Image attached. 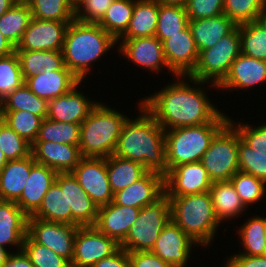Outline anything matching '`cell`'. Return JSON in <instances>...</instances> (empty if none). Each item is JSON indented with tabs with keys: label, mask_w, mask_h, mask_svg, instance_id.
Returning a JSON list of instances; mask_svg holds the SVG:
<instances>
[{
	"label": "cell",
	"mask_w": 266,
	"mask_h": 267,
	"mask_svg": "<svg viewBox=\"0 0 266 267\" xmlns=\"http://www.w3.org/2000/svg\"><path fill=\"white\" fill-rule=\"evenodd\" d=\"M188 79L186 83L183 79ZM188 77V78H187ZM175 83H168L160 91L143 98L142 106L154 117L164 130L197 126L211 121H229V116L220 112L209 101L206 91L199 85L204 81L189 76H175ZM205 91V92H204Z\"/></svg>",
	"instance_id": "1"
},
{
	"label": "cell",
	"mask_w": 266,
	"mask_h": 267,
	"mask_svg": "<svg viewBox=\"0 0 266 267\" xmlns=\"http://www.w3.org/2000/svg\"><path fill=\"white\" fill-rule=\"evenodd\" d=\"M140 115L128 118L119 136L114 155L139 162L147 172L166 177L169 167L165 149V130L139 103Z\"/></svg>",
	"instance_id": "2"
},
{
	"label": "cell",
	"mask_w": 266,
	"mask_h": 267,
	"mask_svg": "<svg viewBox=\"0 0 266 267\" xmlns=\"http://www.w3.org/2000/svg\"><path fill=\"white\" fill-rule=\"evenodd\" d=\"M116 44L117 41L100 25L74 19L65 32L62 49L64 65L82 82L93 62L96 63Z\"/></svg>",
	"instance_id": "3"
},
{
	"label": "cell",
	"mask_w": 266,
	"mask_h": 267,
	"mask_svg": "<svg viewBox=\"0 0 266 267\" xmlns=\"http://www.w3.org/2000/svg\"><path fill=\"white\" fill-rule=\"evenodd\" d=\"M128 117L98 103L81 123L79 149L82 157H109L114 154Z\"/></svg>",
	"instance_id": "4"
},
{
	"label": "cell",
	"mask_w": 266,
	"mask_h": 267,
	"mask_svg": "<svg viewBox=\"0 0 266 267\" xmlns=\"http://www.w3.org/2000/svg\"><path fill=\"white\" fill-rule=\"evenodd\" d=\"M171 220L200 246H209L219 228L209 191L169 197Z\"/></svg>",
	"instance_id": "5"
},
{
	"label": "cell",
	"mask_w": 266,
	"mask_h": 267,
	"mask_svg": "<svg viewBox=\"0 0 266 267\" xmlns=\"http://www.w3.org/2000/svg\"><path fill=\"white\" fill-rule=\"evenodd\" d=\"M228 121H211L197 126L165 130V149L169 171L179 165L199 162L216 133Z\"/></svg>",
	"instance_id": "6"
},
{
	"label": "cell",
	"mask_w": 266,
	"mask_h": 267,
	"mask_svg": "<svg viewBox=\"0 0 266 267\" xmlns=\"http://www.w3.org/2000/svg\"><path fill=\"white\" fill-rule=\"evenodd\" d=\"M171 220L169 197L164 193L140 209L126 237L119 243L128 252L151 251L163 228Z\"/></svg>",
	"instance_id": "7"
},
{
	"label": "cell",
	"mask_w": 266,
	"mask_h": 267,
	"mask_svg": "<svg viewBox=\"0 0 266 267\" xmlns=\"http://www.w3.org/2000/svg\"><path fill=\"white\" fill-rule=\"evenodd\" d=\"M241 54L240 33L237 26L224 36L212 48L199 52L197 64L189 77L209 82L214 88L228 75L232 63Z\"/></svg>",
	"instance_id": "8"
},
{
	"label": "cell",
	"mask_w": 266,
	"mask_h": 267,
	"mask_svg": "<svg viewBox=\"0 0 266 267\" xmlns=\"http://www.w3.org/2000/svg\"><path fill=\"white\" fill-rule=\"evenodd\" d=\"M239 132L228 121L213 137L201 164L212 182L230 180L238 171Z\"/></svg>",
	"instance_id": "9"
},
{
	"label": "cell",
	"mask_w": 266,
	"mask_h": 267,
	"mask_svg": "<svg viewBox=\"0 0 266 267\" xmlns=\"http://www.w3.org/2000/svg\"><path fill=\"white\" fill-rule=\"evenodd\" d=\"M78 227L77 225L28 217L27 234L36 243L46 246L71 263L74 254V239Z\"/></svg>",
	"instance_id": "10"
},
{
	"label": "cell",
	"mask_w": 266,
	"mask_h": 267,
	"mask_svg": "<svg viewBox=\"0 0 266 267\" xmlns=\"http://www.w3.org/2000/svg\"><path fill=\"white\" fill-rule=\"evenodd\" d=\"M71 173L97 207L113 201L114 193L109 183L106 158L82 157Z\"/></svg>",
	"instance_id": "11"
},
{
	"label": "cell",
	"mask_w": 266,
	"mask_h": 267,
	"mask_svg": "<svg viewBox=\"0 0 266 267\" xmlns=\"http://www.w3.org/2000/svg\"><path fill=\"white\" fill-rule=\"evenodd\" d=\"M120 244L101 233L95 226L78 227L74 239V254L71 265L92 267L103 258L111 256Z\"/></svg>",
	"instance_id": "12"
},
{
	"label": "cell",
	"mask_w": 266,
	"mask_h": 267,
	"mask_svg": "<svg viewBox=\"0 0 266 267\" xmlns=\"http://www.w3.org/2000/svg\"><path fill=\"white\" fill-rule=\"evenodd\" d=\"M70 22L72 21L41 20L32 17L15 50H62Z\"/></svg>",
	"instance_id": "13"
},
{
	"label": "cell",
	"mask_w": 266,
	"mask_h": 267,
	"mask_svg": "<svg viewBox=\"0 0 266 267\" xmlns=\"http://www.w3.org/2000/svg\"><path fill=\"white\" fill-rule=\"evenodd\" d=\"M212 180L201 162H191L172 168L165 177L168 197L199 194L210 190Z\"/></svg>",
	"instance_id": "14"
},
{
	"label": "cell",
	"mask_w": 266,
	"mask_h": 267,
	"mask_svg": "<svg viewBox=\"0 0 266 267\" xmlns=\"http://www.w3.org/2000/svg\"><path fill=\"white\" fill-rule=\"evenodd\" d=\"M162 47L169 70L174 76H188L194 70L199 51L188 25L163 40Z\"/></svg>",
	"instance_id": "15"
},
{
	"label": "cell",
	"mask_w": 266,
	"mask_h": 267,
	"mask_svg": "<svg viewBox=\"0 0 266 267\" xmlns=\"http://www.w3.org/2000/svg\"><path fill=\"white\" fill-rule=\"evenodd\" d=\"M117 45L122 56L144 69L158 73L163 67L171 71L165 59L162 42L156 36L119 38Z\"/></svg>",
	"instance_id": "16"
},
{
	"label": "cell",
	"mask_w": 266,
	"mask_h": 267,
	"mask_svg": "<svg viewBox=\"0 0 266 267\" xmlns=\"http://www.w3.org/2000/svg\"><path fill=\"white\" fill-rule=\"evenodd\" d=\"M197 243L170 220L158 236L151 252L173 267H185Z\"/></svg>",
	"instance_id": "17"
},
{
	"label": "cell",
	"mask_w": 266,
	"mask_h": 267,
	"mask_svg": "<svg viewBox=\"0 0 266 267\" xmlns=\"http://www.w3.org/2000/svg\"><path fill=\"white\" fill-rule=\"evenodd\" d=\"M55 182L60 187H66L67 211L72 212V225L94 226L99 207L82 189L72 173H58Z\"/></svg>",
	"instance_id": "18"
},
{
	"label": "cell",
	"mask_w": 266,
	"mask_h": 267,
	"mask_svg": "<svg viewBox=\"0 0 266 267\" xmlns=\"http://www.w3.org/2000/svg\"><path fill=\"white\" fill-rule=\"evenodd\" d=\"M165 193V178L147 172L141 179L114 193L113 202L121 206L143 208Z\"/></svg>",
	"instance_id": "19"
},
{
	"label": "cell",
	"mask_w": 266,
	"mask_h": 267,
	"mask_svg": "<svg viewBox=\"0 0 266 267\" xmlns=\"http://www.w3.org/2000/svg\"><path fill=\"white\" fill-rule=\"evenodd\" d=\"M79 84L81 81L63 96L49 100L48 119L81 124L87 118L98 102L85 97L77 89Z\"/></svg>",
	"instance_id": "20"
},
{
	"label": "cell",
	"mask_w": 266,
	"mask_h": 267,
	"mask_svg": "<svg viewBox=\"0 0 266 267\" xmlns=\"http://www.w3.org/2000/svg\"><path fill=\"white\" fill-rule=\"evenodd\" d=\"M31 154L36 163L50 167L58 173L71 172L82 158L79 146L54 142H34Z\"/></svg>",
	"instance_id": "21"
},
{
	"label": "cell",
	"mask_w": 266,
	"mask_h": 267,
	"mask_svg": "<svg viewBox=\"0 0 266 267\" xmlns=\"http://www.w3.org/2000/svg\"><path fill=\"white\" fill-rule=\"evenodd\" d=\"M58 172L45 165L35 163L20 198L15 202L29 217L41 206L43 197L55 183Z\"/></svg>",
	"instance_id": "22"
},
{
	"label": "cell",
	"mask_w": 266,
	"mask_h": 267,
	"mask_svg": "<svg viewBox=\"0 0 266 267\" xmlns=\"http://www.w3.org/2000/svg\"><path fill=\"white\" fill-rule=\"evenodd\" d=\"M266 83V61L242 53L232 63L225 79L218 85L222 89H246Z\"/></svg>",
	"instance_id": "23"
},
{
	"label": "cell",
	"mask_w": 266,
	"mask_h": 267,
	"mask_svg": "<svg viewBox=\"0 0 266 267\" xmlns=\"http://www.w3.org/2000/svg\"><path fill=\"white\" fill-rule=\"evenodd\" d=\"M139 213L140 208L121 206L112 201L98 208V218L94 226L101 233L120 243L126 237Z\"/></svg>",
	"instance_id": "24"
},
{
	"label": "cell",
	"mask_w": 266,
	"mask_h": 267,
	"mask_svg": "<svg viewBox=\"0 0 266 267\" xmlns=\"http://www.w3.org/2000/svg\"><path fill=\"white\" fill-rule=\"evenodd\" d=\"M28 216L14 201L0 203V245L22 250L27 236Z\"/></svg>",
	"instance_id": "25"
},
{
	"label": "cell",
	"mask_w": 266,
	"mask_h": 267,
	"mask_svg": "<svg viewBox=\"0 0 266 267\" xmlns=\"http://www.w3.org/2000/svg\"><path fill=\"white\" fill-rule=\"evenodd\" d=\"M80 80L70 70L43 71L25 81L40 98L55 99L69 92Z\"/></svg>",
	"instance_id": "26"
},
{
	"label": "cell",
	"mask_w": 266,
	"mask_h": 267,
	"mask_svg": "<svg viewBox=\"0 0 266 267\" xmlns=\"http://www.w3.org/2000/svg\"><path fill=\"white\" fill-rule=\"evenodd\" d=\"M33 155L7 161L0 170V195L3 201L16 202L26 186L31 167L35 164Z\"/></svg>",
	"instance_id": "27"
},
{
	"label": "cell",
	"mask_w": 266,
	"mask_h": 267,
	"mask_svg": "<svg viewBox=\"0 0 266 267\" xmlns=\"http://www.w3.org/2000/svg\"><path fill=\"white\" fill-rule=\"evenodd\" d=\"M188 26L199 52L212 48L237 27L225 14L217 17L189 20Z\"/></svg>",
	"instance_id": "28"
},
{
	"label": "cell",
	"mask_w": 266,
	"mask_h": 267,
	"mask_svg": "<svg viewBox=\"0 0 266 267\" xmlns=\"http://www.w3.org/2000/svg\"><path fill=\"white\" fill-rule=\"evenodd\" d=\"M24 82L43 71L69 70L64 65L62 50H15Z\"/></svg>",
	"instance_id": "29"
},
{
	"label": "cell",
	"mask_w": 266,
	"mask_h": 267,
	"mask_svg": "<svg viewBox=\"0 0 266 267\" xmlns=\"http://www.w3.org/2000/svg\"><path fill=\"white\" fill-rule=\"evenodd\" d=\"M209 193L215 216L220 223L240 216L246 209L230 180L213 182Z\"/></svg>",
	"instance_id": "30"
},
{
	"label": "cell",
	"mask_w": 266,
	"mask_h": 267,
	"mask_svg": "<svg viewBox=\"0 0 266 267\" xmlns=\"http://www.w3.org/2000/svg\"><path fill=\"white\" fill-rule=\"evenodd\" d=\"M159 4L155 0H136L126 32L120 38L155 36Z\"/></svg>",
	"instance_id": "31"
},
{
	"label": "cell",
	"mask_w": 266,
	"mask_h": 267,
	"mask_svg": "<svg viewBox=\"0 0 266 267\" xmlns=\"http://www.w3.org/2000/svg\"><path fill=\"white\" fill-rule=\"evenodd\" d=\"M106 164L113 193L125 189L147 173L143 164L120 158L114 154L106 157Z\"/></svg>",
	"instance_id": "32"
},
{
	"label": "cell",
	"mask_w": 266,
	"mask_h": 267,
	"mask_svg": "<svg viewBox=\"0 0 266 267\" xmlns=\"http://www.w3.org/2000/svg\"><path fill=\"white\" fill-rule=\"evenodd\" d=\"M29 217L49 222L72 224V212L67 211L66 187H60L55 182L44 195L39 209Z\"/></svg>",
	"instance_id": "33"
},
{
	"label": "cell",
	"mask_w": 266,
	"mask_h": 267,
	"mask_svg": "<svg viewBox=\"0 0 266 267\" xmlns=\"http://www.w3.org/2000/svg\"><path fill=\"white\" fill-rule=\"evenodd\" d=\"M49 101L38 97L23 83L0 101V111H26L43 119L48 115Z\"/></svg>",
	"instance_id": "34"
},
{
	"label": "cell",
	"mask_w": 266,
	"mask_h": 267,
	"mask_svg": "<svg viewBox=\"0 0 266 267\" xmlns=\"http://www.w3.org/2000/svg\"><path fill=\"white\" fill-rule=\"evenodd\" d=\"M136 0H114L97 23L116 41L126 32Z\"/></svg>",
	"instance_id": "35"
},
{
	"label": "cell",
	"mask_w": 266,
	"mask_h": 267,
	"mask_svg": "<svg viewBox=\"0 0 266 267\" xmlns=\"http://www.w3.org/2000/svg\"><path fill=\"white\" fill-rule=\"evenodd\" d=\"M238 230L240 242L245 250L238 254L247 256L266 255V217H250Z\"/></svg>",
	"instance_id": "36"
},
{
	"label": "cell",
	"mask_w": 266,
	"mask_h": 267,
	"mask_svg": "<svg viewBox=\"0 0 266 267\" xmlns=\"http://www.w3.org/2000/svg\"><path fill=\"white\" fill-rule=\"evenodd\" d=\"M32 19L29 5L14 4L0 17L2 35L16 48Z\"/></svg>",
	"instance_id": "37"
},
{
	"label": "cell",
	"mask_w": 266,
	"mask_h": 267,
	"mask_svg": "<svg viewBox=\"0 0 266 267\" xmlns=\"http://www.w3.org/2000/svg\"><path fill=\"white\" fill-rule=\"evenodd\" d=\"M80 123L58 122L44 118L35 142H54L79 146Z\"/></svg>",
	"instance_id": "38"
},
{
	"label": "cell",
	"mask_w": 266,
	"mask_h": 267,
	"mask_svg": "<svg viewBox=\"0 0 266 267\" xmlns=\"http://www.w3.org/2000/svg\"><path fill=\"white\" fill-rule=\"evenodd\" d=\"M29 6L33 18L55 21L75 19L74 0H33Z\"/></svg>",
	"instance_id": "39"
},
{
	"label": "cell",
	"mask_w": 266,
	"mask_h": 267,
	"mask_svg": "<svg viewBox=\"0 0 266 267\" xmlns=\"http://www.w3.org/2000/svg\"><path fill=\"white\" fill-rule=\"evenodd\" d=\"M186 8L159 4L157 30L155 36L162 42L169 35L177 34L188 25Z\"/></svg>",
	"instance_id": "40"
},
{
	"label": "cell",
	"mask_w": 266,
	"mask_h": 267,
	"mask_svg": "<svg viewBox=\"0 0 266 267\" xmlns=\"http://www.w3.org/2000/svg\"><path fill=\"white\" fill-rule=\"evenodd\" d=\"M0 118L31 145L36 141L44 120L26 111H0Z\"/></svg>",
	"instance_id": "41"
},
{
	"label": "cell",
	"mask_w": 266,
	"mask_h": 267,
	"mask_svg": "<svg viewBox=\"0 0 266 267\" xmlns=\"http://www.w3.org/2000/svg\"><path fill=\"white\" fill-rule=\"evenodd\" d=\"M237 26L240 33L241 53L266 61V32L255 21Z\"/></svg>",
	"instance_id": "42"
},
{
	"label": "cell",
	"mask_w": 266,
	"mask_h": 267,
	"mask_svg": "<svg viewBox=\"0 0 266 267\" xmlns=\"http://www.w3.org/2000/svg\"><path fill=\"white\" fill-rule=\"evenodd\" d=\"M230 181L246 208L260 202L265 196L266 183L251 174L238 171Z\"/></svg>",
	"instance_id": "43"
},
{
	"label": "cell",
	"mask_w": 266,
	"mask_h": 267,
	"mask_svg": "<svg viewBox=\"0 0 266 267\" xmlns=\"http://www.w3.org/2000/svg\"><path fill=\"white\" fill-rule=\"evenodd\" d=\"M22 250L34 267H70L71 263L46 246L36 243L28 234Z\"/></svg>",
	"instance_id": "44"
},
{
	"label": "cell",
	"mask_w": 266,
	"mask_h": 267,
	"mask_svg": "<svg viewBox=\"0 0 266 267\" xmlns=\"http://www.w3.org/2000/svg\"><path fill=\"white\" fill-rule=\"evenodd\" d=\"M24 82L16 52L0 57V101Z\"/></svg>",
	"instance_id": "45"
},
{
	"label": "cell",
	"mask_w": 266,
	"mask_h": 267,
	"mask_svg": "<svg viewBox=\"0 0 266 267\" xmlns=\"http://www.w3.org/2000/svg\"><path fill=\"white\" fill-rule=\"evenodd\" d=\"M31 147V144L0 118V149L7 161L26 158L31 155Z\"/></svg>",
	"instance_id": "46"
},
{
	"label": "cell",
	"mask_w": 266,
	"mask_h": 267,
	"mask_svg": "<svg viewBox=\"0 0 266 267\" xmlns=\"http://www.w3.org/2000/svg\"><path fill=\"white\" fill-rule=\"evenodd\" d=\"M266 0H224L223 14L236 25L255 21Z\"/></svg>",
	"instance_id": "47"
},
{
	"label": "cell",
	"mask_w": 266,
	"mask_h": 267,
	"mask_svg": "<svg viewBox=\"0 0 266 267\" xmlns=\"http://www.w3.org/2000/svg\"><path fill=\"white\" fill-rule=\"evenodd\" d=\"M239 171L251 174L266 183V155L251 149L239 134Z\"/></svg>",
	"instance_id": "48"
},
{
	"label": "cell",
	"mask_w": 266,
	"mask_h": 267,
	"mask_svg": "<svg viewBox=\"0 0 266 267\" xmlns=\"http://www.w3.org/2000/svg\"><path fill=\"white\" fill-rule=\"evenodd\" d=\"M114 0H81L75 6V19L85 23H98Z\"/></svg>",
	"instance_id": "49"
},
{
	"label": "cell",
	"mask_w": 266,
	"mask_h": 267,
	"mask_svg": "<svg viewBox=\"0 0 266 267\" xmlns=\"http://www.w3.org/2000/svg\"><path fill=\"white\" fill-rule=\"evenodd\" d=\"M229 121L236 127L239 132L241 139L255 152L266 155V124H262L258 127H251L250 124L246 125L244 123L238 122L237 124L233 122L234 120L229 119ZM237 125V126H236Z\"/></svg>",
	"instance_id": "50"
},
{
	"label": "cell",
	"mask_w": 266,
	"mask_h": 267,
	"mask_svg": "<svg viewBox=\"0 0 266 267\" xmlns=\"http://www.w3.org/2000/svg\"><path fill=\"white\" fill-rule=\"evenodd\" d=\"M185 8L189 20L217 17L223 14L224 0H188Z\"/></svg>",
	"instance_id": "51"
},
{
	"label": "cell",
	"mask_w": 266,
	"mask_h": 267,
	"mask_svg": "<svg viewBox=\"0 0 266 267\" xmlns=\"http://www.w3.org/2000/svg\"><path fill=\"white\" fill-rule=\"evenodd\" d=\"M131 267H173L151 251L128 252Z\"/></svg>",
	"instance_id": "52"
},
{
	"label": "cell",
	"mask_w": 266,
	"mask_h": 267,
	"mask_svg": "<svg viewBox=\"0 0 266 267\" xmlns=\"http://www.w3.org/2000/svg\"><path fill=\"white\" fill-rule=\"evenodd\" d=\"M234 255V256H233ZM226 260L230 267H266V255L247 256L233 254Z\"/></svg>",
	"instance_id": "53"
},
{
	"label": "cell",
	"mask_w": 266,
	"mask_h": 267,
	"mask_svg": "<svg viewBox=\"0 0 266 267\" xmlns=\"http://www.w3.org/2000/svg\"><path fill=\"white\" fill-rule=\"evenodd\" d=\"M92 267H131L128 251L120 247L111 256L101 259Z\"/></svg>",
	"instance_id": "54"
},
{
	"label": "cell",
	"mask_w": 266,
	"mask_h": 267,
	"mask_svg": "<svg viewBox=\"0 0 266 267\" xmlns=\"http://www.w3.org/2000/svg\"><path fill=\"white\" fill-rule=\"evenodd\" d=\"M17 252L14 254L11 252L1 267H34L23 250Z\"/></svg>",
	"instance_id": "55"
},
{
	"label": "cell",
	"mask_w": 266,
	"mask_h": 267,
	"mask_svg": "<svg viewBox=\"0 0 266 267\" xmlns=\"http://www.w3.org/2000/svg\"><path fill=\"white\" fill-rule=\"evenodd\" d=\"M15 47L2 35L0 31V57L11 55Z\"/></svg>",
	"instance_id": "56"
},
{
	"label": "cell",
	"mask_w": 266,
	"mask_h": 267,
	"mask_svg": "<svg viewBox=\"0 0 266 267\" xmlns=\"http://www.w3.org/2000/svg\"><path fill=\"white\" fill-rule=\"evenodd\" d=\"M255 22L266 32V5L258 13Z\"/></svg>",
	"instance_id": "57"
},
{
	"label": "cell",
	"mask_w": 266,
	"mask_h": 267,
	"mask_svg": "<svg viewBox=\"0 0 266 267\" xmlns=\"http://www.w3.org/2000/svg\"><path fill=\"white\" fill-rule=\"evenodd\" d=\"M155 1L161 5L181 6V7H185L188 2V0H155Z\"/></svg>",
	"instance_id": "58"
},
{
	"label": "cell",
	"mask_w": 266,
	"mask_h": 267,
	"mask_svg": "<svg viewBox=\"0 0 266 267\" xmlns=\"http://www.w3.org/2000/svg\"><path fill=\"white\" fill-rule=\"evenodd\" d=\"M15 4L14 0H0V17Z\"/></svg>",
	"instance_id": "59"
},
{
	"label": "cell",
	"mask_w": 266,
	"mask_h": 267,
	"mask_svg": "<svg viewBox=\"0 0 266 267\" xmlns=\"http://www.w3.org/2000/svg\"><path fill=\"white\" fill-rule=\"evenodd\" d=\"M10 254L11 253L9 251H7V249L5 247L0 245V267L8 259Z\"/></svg>",
	"instance_id": "60"
},
{
	"label": "cell",
	"mask_w": 266,
	"mask_h": 267,
	"mask_svg": "<svg viewBox=\"0 0 266 267\" xmlns=\"http://www.w3.org/2000/svg\"><path fill=\"white\" fill-rule=\"evenodd\" d=\"M6 163H7V159L4 153L2 152V150L0 149V170L6 165Z\"/></svg>",
	"instance_id": "61"
},
{
	"label": "cell",
	"mask_w": 266,
	"mask_h": 267,
	"mask_svg": "<svg viewBox=\"0 0 266 267\" xmlns=\"http://www.w3.org/2000/svg\"><path fill=\"white\" fill-rule=\"evenodd\" d=\"M33 0H14L15 4L30 5Z\"/></svg>",
	"instance_id": "62"
},
{
	"label": "cell",
	"mask_w": 266,
	"mask_h": 267,
	"mask_svg": "<svg viewBox=\"0 0 266 267\" xmlns=\"http://www.w3.org/2000/svg\"><path fill=\"white\" fill-rule=\"evenodd\" d=\"M81 0H74L75 6L80 2Z\"/></svg>",
	"instance_id": "63"
}]
</instances>
